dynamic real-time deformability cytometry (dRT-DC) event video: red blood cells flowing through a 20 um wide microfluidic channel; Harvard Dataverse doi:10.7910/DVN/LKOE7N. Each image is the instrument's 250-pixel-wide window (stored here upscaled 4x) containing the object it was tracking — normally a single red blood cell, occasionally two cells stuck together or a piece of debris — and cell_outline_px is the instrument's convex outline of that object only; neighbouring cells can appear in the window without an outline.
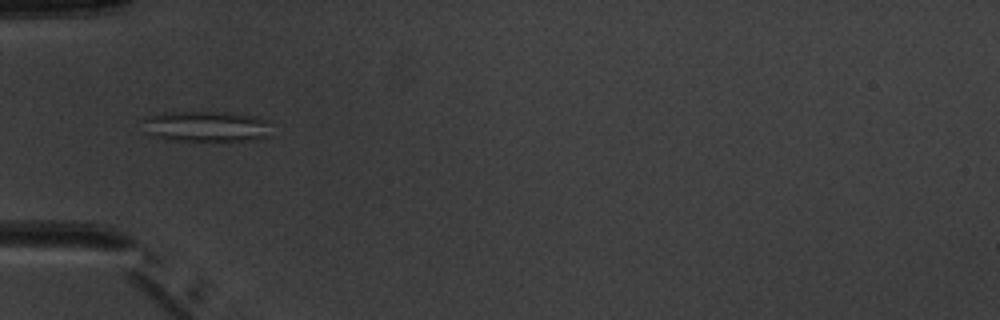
{"species": "common noctule bat (a hibernating species)", "species_latin": "Nyctalus noctula", "temperature_condition": "warm", "stored_images_in_passage": 7, "camera_frame_rate_fps": 3000, "um_per_image_px": 0.085, "animal": {"sex": "male", "body_mass_g": 20.1, "forearm_length_mm": 53.5}, "frame": {"image": 1, "passage_image": 5, "time_ms": 4.667, "image_size_px": [1000, 320], "cell_outline_px": [[268, 136], [252, 140], [168, 140], [148, 136], [144, 120], [148, 116], [164, 112], [232, 112], [256, 116], [268, 120]], "centroid_in_image_um": [17.51, 10.73], "position_along_channel_um": 67.5, "area_um2": 22.95}}
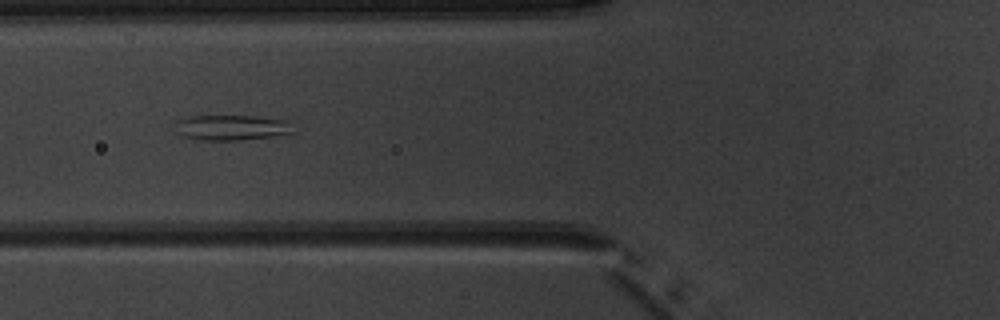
{"frame": {"image": 2, "passage_image": 6, "time_ms": 5.667, "image_size_px": [1000, 320], "cell_outline_px": [[296, 132], [292, 136], [236, 140], [200, 140], [184, 136], [180, 132], [172, 120], [192, 116], [252, 116], [288, 120]], "centroid_in_image_um": [19.82, 10.85], "position_along_channel_um": 106.0, "area_um2": 17.92}}
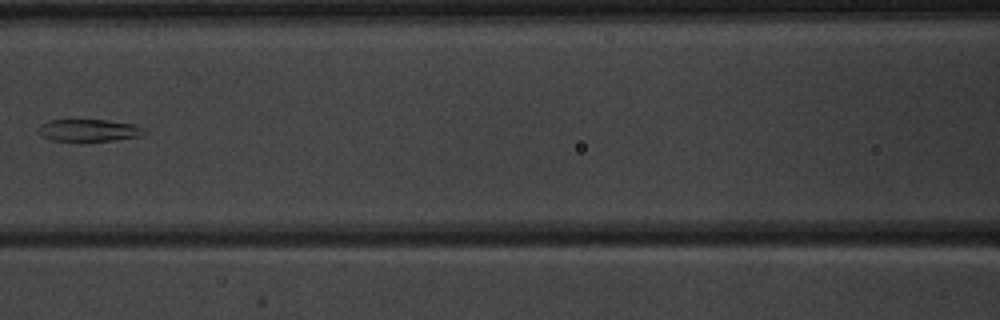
{"frame": {"image": 3, "passage_image": 7, "time_ms": 7.0, "image_size_px": [1000, 320], "cell_outline_px": [[148, 132], [140, 136], [112, 140], [80, 144], [76, 144], [52, 140], [40, 136], [40, 124], [52, 120], [108, 120], [136, 124], [144, 128]], "centroid_in_image_um": [7.57, 11.12], "position_along_channel_um": 159.0, "area_um2": 14.39}}